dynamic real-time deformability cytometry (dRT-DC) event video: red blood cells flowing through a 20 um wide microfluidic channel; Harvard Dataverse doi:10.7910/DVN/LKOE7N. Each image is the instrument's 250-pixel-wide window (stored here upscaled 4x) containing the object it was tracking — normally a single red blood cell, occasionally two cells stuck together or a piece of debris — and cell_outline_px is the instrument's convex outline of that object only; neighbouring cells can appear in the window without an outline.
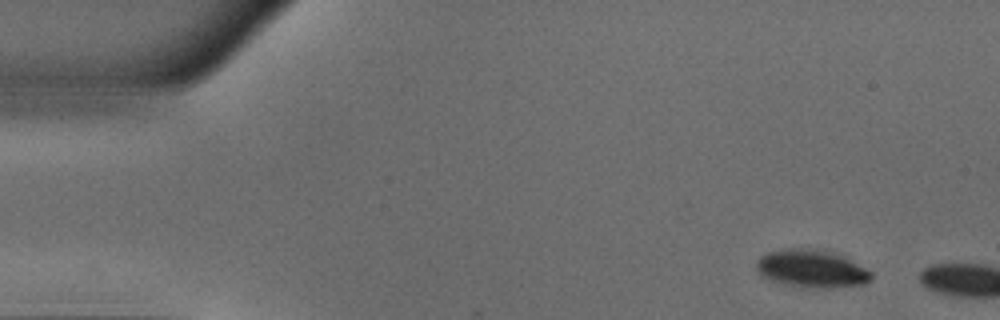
{"species": "common noctule bat (a hibernating species)", "species_latin": "Nyctalus noctula", "temperature_condition": "warm", "stored_images_in_passage": 3, "camera_frame_rate_fps": 3000, "um_per_image_px": 0.085, "animal": {"sex": "male", "body_mass_g": 18.8}, "frame": {"image": 1, "passage_image": 1, "time_ms": 0.0, "image_size_px": [1000, 320], "cell_outline_px": [[872, 280], [864, 284], [828, 288], [800, 288], [772, 280], [764, 276], [756, 268], [756, 260], [760, 256], [768, 252], [792, 248], [824, 252], [848, 260], [872, 272]], "centroid_in_image_um": [68.95, 22.89], "position_along_channel_um": 16.1, "area_um2": 24.39}}